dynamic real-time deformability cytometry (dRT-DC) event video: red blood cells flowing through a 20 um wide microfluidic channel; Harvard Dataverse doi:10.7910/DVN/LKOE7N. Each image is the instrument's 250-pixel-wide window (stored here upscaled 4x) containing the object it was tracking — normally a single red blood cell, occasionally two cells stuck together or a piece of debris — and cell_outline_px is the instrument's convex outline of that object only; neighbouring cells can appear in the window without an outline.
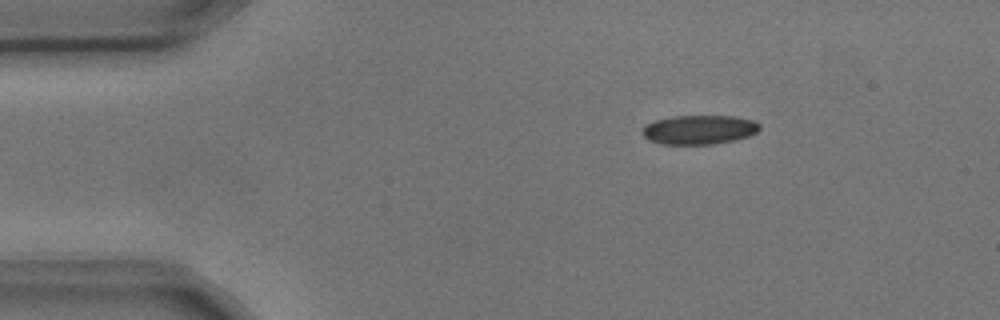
{"species": "common noctule bat (a hibernating species)", "species_latin": "Nyctalus noctula", "temperature_condition": "cold", "stored_images_in_passage": 3, "camera_frame_rate_fps": 3000, "um_per_image_px": 0.085, "animal": {"sex": "male", "body_mass_g": 17.9, "forearm_length_mm": 54.2}, "frame": {"image": 1, "passage_image": 1, "time_ms": 0.0, "image_size_px": [1000, 320], "cell_outline_px": [[760, 128], [756, 132], [748, 136], [736, 140], [716, 144], [660, 144], [648, 140], [640, 132], [640, 128], [644, 124], [656, 120], [672, 116], [732, 116], [756, 120], [760, 124]], "centroid_in_image_um": [59.4, 11.02], "position_along_channel_um": 25.6, "area_um2": 20.29}}
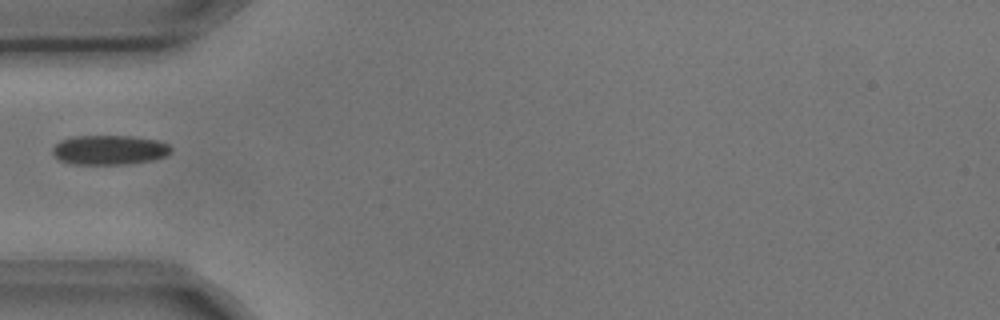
{"frame": {"image": 2, "passage_image": 3, "time_ms": 0.667, "image_size_px": [1000, 320], "cell_outline_px": [[172, 152], [164, 156], [152, 160], [128, 164], [68, 164], [56, 160], [52, 152], [52, 148], [60, 140], [76, 136], [132, 136], [156, 140], [168, 144], [172, 148]], "centroid_in_image_um": [9.26, 12.75], "position_along_channel_um": 75.7, "area_um2": 20.58}}